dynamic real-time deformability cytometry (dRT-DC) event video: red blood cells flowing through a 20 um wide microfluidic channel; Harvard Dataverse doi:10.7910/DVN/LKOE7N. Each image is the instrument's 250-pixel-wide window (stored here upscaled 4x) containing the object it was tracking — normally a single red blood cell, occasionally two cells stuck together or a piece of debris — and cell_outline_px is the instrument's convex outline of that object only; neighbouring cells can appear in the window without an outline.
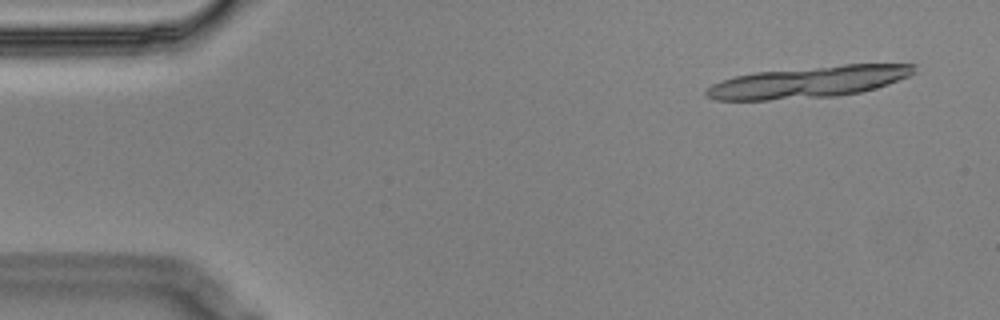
{"species": "Egyptian fruit bat (a non-hibernating species)", "species_latin": "Rousettus aegyptiacus", "temperature_condition": "cold", "stored_images_in_passage": 4, "camera_frame_rate_fps": 3000, "um_per_image_px": 0.085, "animal": {"sex": "male"}, "frame": {"image": 1, "passage_image": 1, "time_ms": 0.0, "image_size_px": [1000, 320], "cell_outline_px": [[916, 72], [908, 76], [888, 84], [876, 88], [860, 92], [836, 96], [768, 100], [716, 100], [708, 96], [704, 92], [712, 84], [736, 76], [756, 72], [844, 64], [916, 64]], "centroid_in_image_um": [68.76, 6.97], "position_along_channel_um": 16.2, "area_um2": 37.92}}
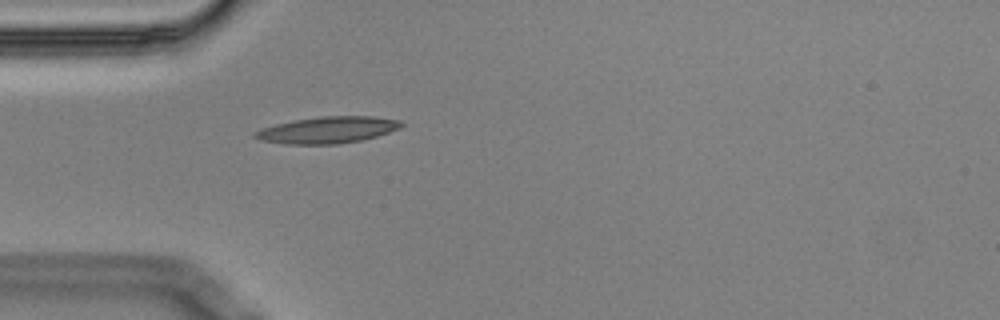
{"frame": {"image": 2, "passage_image": 4, "time_ms": 1.0, "image_size_px": [1000, 320], "cell_outline_px": [[404, 124], [400, 128], [376, 136], [360, 140], [340, 144], [284, 144], [260, 140], [252, 136], [252, 132], [260, 128], [276, 124], [296, 120], [320, 116], [372, 116], [400, 120]], "centroid_in_image_um": [27.81, 11.04], "position_along_channel_um": 57.2, "area_um2": 22.72}}